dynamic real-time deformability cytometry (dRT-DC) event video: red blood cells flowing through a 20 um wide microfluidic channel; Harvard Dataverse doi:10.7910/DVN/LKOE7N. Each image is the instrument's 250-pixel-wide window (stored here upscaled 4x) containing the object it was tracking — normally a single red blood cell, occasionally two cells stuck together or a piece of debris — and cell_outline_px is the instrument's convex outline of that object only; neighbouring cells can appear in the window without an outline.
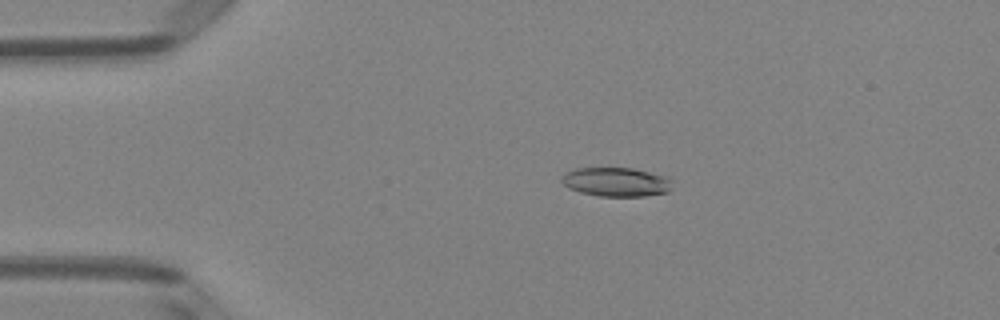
{"species": "Egyptian fruit bat (a non-hibernating species)", "species_latin": "Rousettus aegyptiacus", "temperature_condition": "room temperature", "stored_images_in_passage": 4, "camera_frame_rate_fps": 3000, "um_per_image_px": 0.085, "animal": {"sex": "female"}, "frame": {"image": 1, "passage_image": 3, "time_ms": 0.667, "image_size_px": [1000, 320], "cell_outline_px": [[672, 180], [668, 192], [644, 196], [600, 196], [580, 192], [568, 188], [560, 180], [564, 172], [576, 168], [632, 168], [668, 176]], "centroid_in_image_um": [52.36, 15.46], "position_along_channel_um": 32.6, "area_um2": 18.79}}